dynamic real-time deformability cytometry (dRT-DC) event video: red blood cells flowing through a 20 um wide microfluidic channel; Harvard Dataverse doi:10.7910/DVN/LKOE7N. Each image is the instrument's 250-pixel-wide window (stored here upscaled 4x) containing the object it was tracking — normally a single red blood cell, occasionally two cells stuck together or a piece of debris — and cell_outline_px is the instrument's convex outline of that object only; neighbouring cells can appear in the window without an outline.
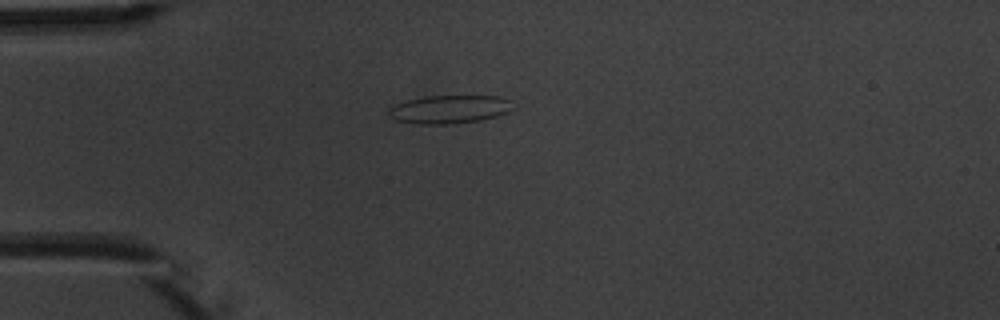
{"species": "common noctule bat (a hibernating species)", "species_latin": "Nyctalus noctula", "temperature_condition": "warm", "stored_images_in_passage": 1, "camera_frame_rate_fps": 3000, "um_per_image_px": 0.085, "animal": {"sex": "male", "body_mass_g": 20.1, "forearm_length_mm": 53.5}, "frame": {"image": 1, "passage_image": 1, "time_ms": 0.0, "image_size_px": [1000, 320], "cell_outline_px": [[512, 108], [508, 112], [496, 116], [480, 120], [448, 124], [416, 124], [396, 120], [388, 116], [388, 108], [396, 104], [408, 100], [424, 96], [500, 96], [512, 100]], "centroid_in_image_um": [38.19, 9.29], "position_along_channel_um": 46.8, "area_um2": 20.52}}